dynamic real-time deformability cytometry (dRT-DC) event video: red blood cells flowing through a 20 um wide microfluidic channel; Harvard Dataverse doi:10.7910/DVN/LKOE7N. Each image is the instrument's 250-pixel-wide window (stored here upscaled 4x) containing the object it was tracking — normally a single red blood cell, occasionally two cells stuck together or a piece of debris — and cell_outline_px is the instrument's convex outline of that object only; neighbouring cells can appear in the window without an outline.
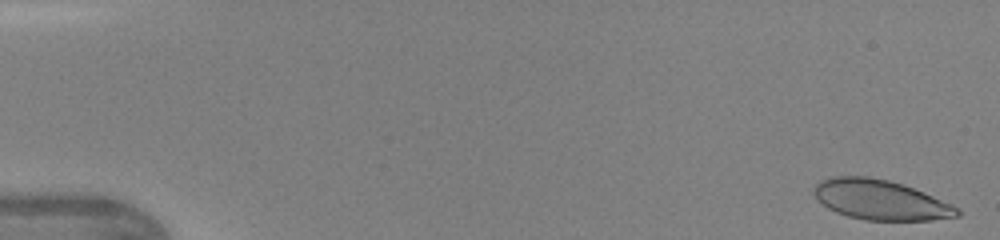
{"species": "human", "species_latin": "Homo sapiens", "temperature_condition": "warm", "stored_images_in_passage": 46, "camera_frame_rate_fps": 3000, "um_per_image_px": 0.085, "donor": {"sex": "female"}, "frame": {"image": 1, "passage_image": 1, "time_ms": 0.0, "image_size_px": [1000, 240], "cell_outline_px": [[960, 216], [932, 220], [864, 220], [848, 216], [836, 212], [828, 208], [812, 192], [812, 188], [820, 180], [832, 176], [868, 176], [888, 180], [904, 184], [924, 192], [952, 204], [960, 208]], "centroid_in_image_um": [74.85, 16.98], "position_along_channel_um": 10.1, "area_um2": 33.47}}
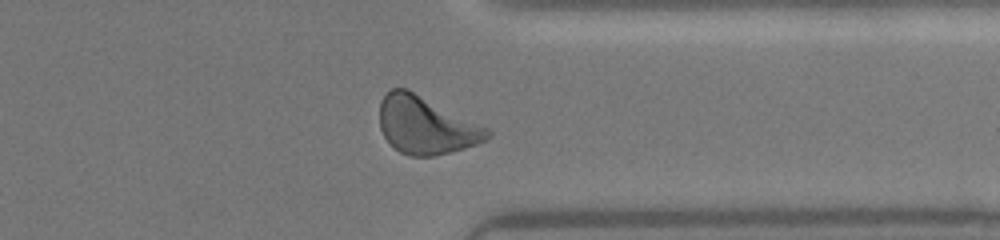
{"frame": {"image": 2, "passage_image": 37, "time_ms": 12.0, "image_size_px": [1000, 240], "cell_outline_px": [[492, 136], [488, 140], [452, 152], [436, 156], [408, 156], [400, 152], [384, 136], [380, 128], [380, 100], [392, 88], [408, 88], [488, 128], [492, 132]], "centroid_in_image_um": [36.23, 10.65], "position_along_channel_um": 375.2, "area_um2": 36.18}}
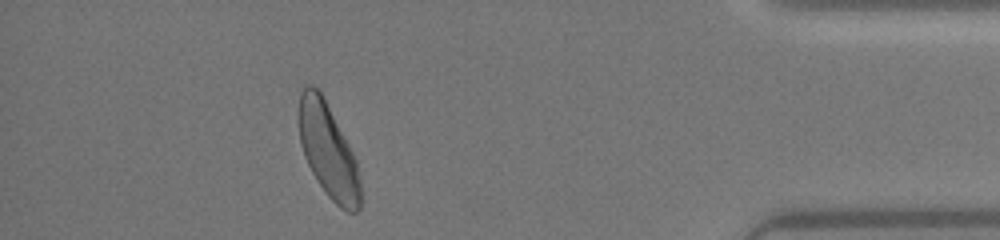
{"frame": {"image": 3, "passage_image": 42, "time_ms": 13.667, "image_size_px": [1000, 240], "cell_outline_px": [[360, 208], [356, 212], [348, 212], [340, 208], [328, 196], [316, 180], [304, 156], [300, 144], [300, 92], [308, 84], [312, 84], [320, 92], [348, 144], [356, 160], [360, 184]], "centroid_in_image_um": [27.89, 12.86], "position_along_channel_um": 407.3, "area_um2": 32.95}, "authors_computed_cell_mechanics": {"area_um2": 34.5355, "velocity_mm_per_s": 4.3213, "shape_relaxation_time_tau1_ms": 4.0774, "shape_relaxation_time_tau2_ms": 0.5881, "deformation_change_tau1": 0.1588, "deformation_change_tau2": 0.0533}}